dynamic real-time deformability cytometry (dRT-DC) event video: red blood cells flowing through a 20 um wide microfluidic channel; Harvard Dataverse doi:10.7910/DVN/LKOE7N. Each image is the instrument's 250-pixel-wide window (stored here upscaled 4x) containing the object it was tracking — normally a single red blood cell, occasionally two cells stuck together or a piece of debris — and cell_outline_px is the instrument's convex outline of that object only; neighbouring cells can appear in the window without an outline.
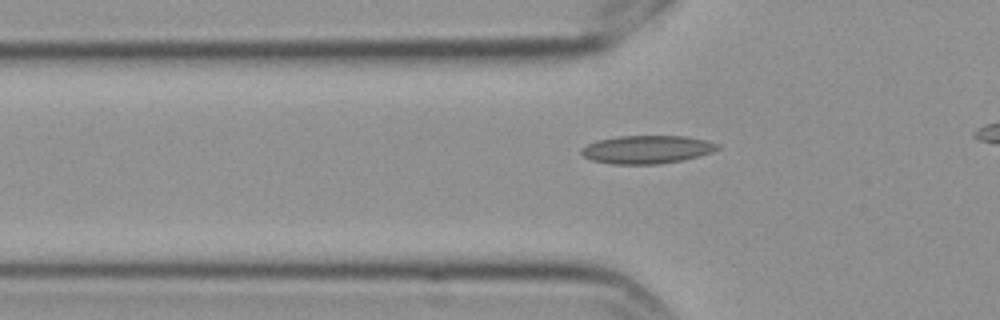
{"species": "Egyptian fruit bat (a non-hibernating species)", "species_latin": "Rousettus aegyptiacus", "temperature_condition": "cold", "stored_images_in_passage": 4, "camera_frame_rate_fps": 3000, "um_per_image_px": 0.085, "frame": {"image": 1, "passage_image": 4, "time_ms": 1.0, "image_size_px": [1000, 320], "cell_outline_px": [[720, 148], [712, 152], [684, 160], [656, 164], [612, 164], [592, 160], [584, 156], [580, 152], [580, 148], [596, 140], [616, 136], [684, 136], [708, 140], [720, 144]], "centroid_in_image_um": [54.99, 12.7], "position_along_channel_um": 70.8, "area_um2": 22.48}}